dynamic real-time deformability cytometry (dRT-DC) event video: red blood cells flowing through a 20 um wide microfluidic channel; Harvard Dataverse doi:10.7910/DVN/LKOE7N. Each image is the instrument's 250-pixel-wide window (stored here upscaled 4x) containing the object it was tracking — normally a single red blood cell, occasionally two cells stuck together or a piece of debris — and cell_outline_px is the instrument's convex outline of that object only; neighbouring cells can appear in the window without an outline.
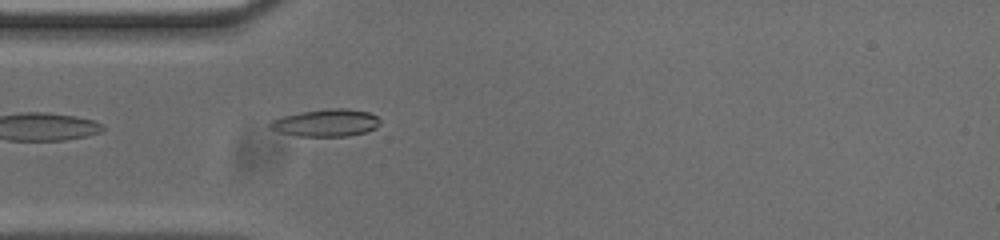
{"species": "common noctule bat (a hibernating species)", "species_latin": "Nyctalus noctula", "temperature_condition": "cold", "stored_images_in_passage": 40, "segment_of_instrument_passage": [1, 2], "camera_frame_rate_fps": 3000, "um_per_image_px": 0.085, "animal": {"sex": "male", "body_mass_g": 20.0, "forearm_length_mm": 53.3}, "frame": {"image": 1, "passage_image": 1, "time_ms": 0.0, "image_size_px": [1000, 240], "cell_outline_px": [[380, 124], [376, 128], [364, 132], [348, 136], [300, 136], [280, 132], [268, 128], [268, 124], [272, 120], [284, 116], [300, 112], [328, 108], [344, 108], [368, 112], [376, 116], [380, 120]], "centroid_in_image_um": [27.71, 10.44], "position_along_channel_um": 57.3, "area_um2": 17.46}}
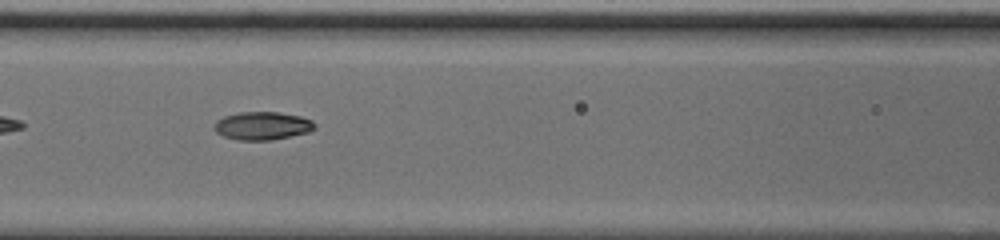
{"frame": {"image": 2, "passage_image": 8, "time_ms": 2.333, "image_size_px": [1000, 240], "cell_outline_px": [[316, 128], [308, 132], [272, 140], [236, 140], [224, 136], [216, 132], [212, 128], [216, 120], [224, 116], [240, 112], [276, 112], [300, 116], [312, 120], [316, 124]], "centroid_in_image_um": [22.28, 10.69], "position_along_channel_um": 144.3, "area_um2": 16.53}}
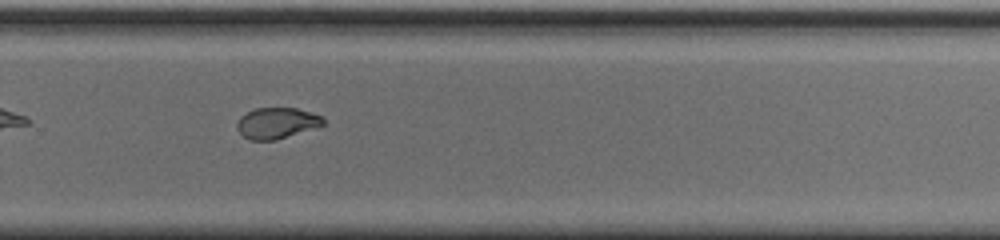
{"frame": {"image": 3, "passage_image": 21, "time_ms": 6.667, "image_size_px": [1000, 240], "cell_outline_px": [[324, 124], [316, 128], [276, 140], [252, 140], [244, 136], [236, 128], [236, 124], [240, 116], [256, 108], [296, 108], [324, 116]], "centroid_in_image_um": [23.55, 10.46], "position_along_channel_um": 306.3, "area_um2": 15.61}}